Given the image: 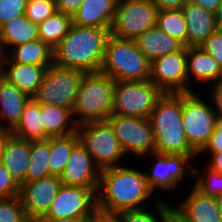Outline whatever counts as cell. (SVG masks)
Instances as JSON below:
<instances>
[{
	"instance_id": "cell-1",
	"label": "cell",
	"mask_w": 222,
	"mask_h": 222,
	"mask_svg": "<svg viewBox=\"0 0 222 222\" xmlns=\"http://www.w3.org/2000/svg\"><path fill=\"white\" fill-rule=\"evenodd\" d=\"M146 175L140 168L117 167L101 170L98 190L97 206L115 212L144 208L151 195Z\"/></svg>"
},
{
	"instance_id": "cell-2",
	"label": "cell",
	"mask_w": 222,
	"mask_h": 222,
	"mask_svg": "<svg viewBox=\"0 0 222 222\" xmlns=\"http://www.w3.org/2000/svg\"><path fill=\"white\" fill-rule=\"evenodd\" d=\"M110 29L72 25L53 49V64L88 72H99Z\"/></svg>"
},
{
	"instance_id": "cell-3",
	"label": "cell",
	"mask_w": 222,
	"mask_h": 222,
	"mask_svg": "<svg viewBox=\"0 0 222 222\" xmlns=\"http://www.w3.org/2000/svg\"><path fill=\"white\" fill-rule=\"evenodd\" d=\"M148 118L154 132L155 153L189 155L198 159L183 128L182 93H164Z\"/></svg>"
},
{
	"instance_id": "cell-4",
	"label": "cell",
	"mask_w": 222,
	"mask_h": 222,
	"mask_svg": "<svg viewBox=\"0 0 222 222\" xmlns=\"http://www.w3.org/2000/svg\"><path fill=\"white\" fill-rule=\"evenodd\" d=\"M115 80L101 72L85 73L72 108L77 125L107 121L112 115Z\"/></svg>"
},
{
	"instance_id": "cell-5",
	"label": "cell",
	"mask_w": 222,
	"mask_h": 222,
	"mask_svg": "<svg viewBox=\"0 0 222 222\" xmlns=\"http://www.w3.org/2000/svg\"><path fill=\"white\" fill-rule=\"evenodd\" d=\"M150 62L134 40L109 36L99 72L115 81L150 80Z\"/></svg>"
},
{
	"instance_id": "cell-6",
	"label": "cell",
	"mask_w": 222,
	"mask_h": 222,
	"mask_svg": "<svg viewBox=\"0 0 222 222\" xmlns=\"http://www.w3.org/2000/svg\"><path fill=\"white\" fill-rule=\"evenodd\" d=\"M79 141L101 170L123 165L125 157L114 129L108 121L87 122L78 125ZM121 160V161H120Z\"/></svg>"
},
{
	"instance_id": "cell-7",
	"label": "cell",
	"mask_w": 222,
	"mask_h": 222,
	"mask_svg": "<svg viewBox=\"0 0 222 222\" xmlns=\"http://www.w3.org/2000/svg\"><path fill=\"white\" fill-rule=\"evenodd\" d=\"M163 92L151 81H115L112 115L148 118Z\"/></svg>"
},
{
	"instance_id": "cell-8",
	"label": "cell",
	"mask_w": 222,
	"mask_h": 222,
	"mask_svg": "<svg viewBox=\"0 0 222 222\" xmlns=\"http://www.w3.org/2000/svg\"><path fill=\"white\" fill-rule=\"evenodd\" d=\"M193 92L182 93V122L189 145L199 153L216 127L217 115L210 99Z\"/></svg>"
},
{
	"instance_id": "cell-9",
	"label": "cell",
	"mask_w": 222,
	"mask_h": 222,
	"mask_svg": "<svg viewBox=\"0 0 222 222\" xmlns=\"http://www.w3.org/2000/svg\"><path fill=\"white\" fill-rule=\"evenodd\" d=\"M85 72L50 65L37 93L32 97L37 103L52 104L72 110Z\"/></svg>"
},
{
	"instance_id": "cell-10",
	"label": "cell",
	"mask_w": 222,
	"mask_h": 222,
	"mask_svg": "<svg viewBox=\"0 0 222 222\" xmlns=\"http://www.w3.org/2000/svg\"><path fill=\"white\" fill-rule=\"evenodd\" d=\"M158 12L152 0H118L110 35L134 40L156 26Z\"/></svg>"
},
{
	"instance_id": "cell-11",
	"label": "cell",
	"mask_w": 222,
	"mask_h": 222,
	"mask_svg": "<svg viewBox=\"0 0 222 222\" xmlns=\"http://www.w3.org/2000/svg\"><path fill=\"white\" fill-rule=\"evenodd\" d=\"M107 121L113 127L127 158L130 153L139 159L155 153L154 132L149 118L111 115Z\"/></svg>"
},
{
	"instance_id": "cell-12",
	"label": "cell",
	"mask_w": 222,
	"mask_h": 222,
	"mask_svg": "<svg viewBox=\"0 0 222 222\" xmlns=\"http://www.w3.org/2000/svg\"><path fill=\"white\" fill-rule=\"evenodd\" d=\"M147 156H151L154 160L149 167L150 171H144L147 183L154 193L156 189L171 192L172 189L181 186L179 184H182L181 181L186 176L193 177L192 163L195 160L189 155L151 153Z\"/></svg>"
},
{
	"instance_id": "cell-13",
	"label": "cell",
	"mask_w": 222,
	"mask_h": 222,
	"mask_svg": "<svg viewBox=\"0 0 222 222\" xmlns=\"http://www.w3.org/2000/svg\"><path fill=\"white\" fill-rule=\"evenodd\" d=\"M97 190L62 184L51 202L49 210L41 219L74 218L86 220L97 207Z\"/></svg>"
},
{
	"instance_id": "cell-14",
	"label": "cell",
	"mask_w": 222,
	"mask_h": 222,
	"mask_svg": "<svg viewBox=\"0 0 222 222\" xmlns=\"http://www.w3.org/2000/svg\"><path fill=\"white\" fill-rule=\"evenodd\" d=\"M187 47L155 59L150 64V80L163 93H188Z\"/></svg>"
},
{
	"instance_id": "cell-15",
	"label": "cell",
	"mask_w": 222,
	"mask_h": 222,
	"mask_svg": "<svg viewBox=\"0 0 222 222\" xmlns=\"http://www.w3.org/2000/svg\"><path fill=\"white\" fill-rule=\"evenodd\" d=\"M61 186L60 177L53 175L20 185L19 198L32 222H37L47 213Z\"/></svg>"
},
{
	"instance_id": "cell-16",
	"label": "cell",
	"mask_w": 222,
	"mask_h": 222,
	"mask_svg": "<svg viewBox=\"0 0 222 222\" xmlns=\"http://www.w3.org/2000/svg\"><path fill=\"white\" fill-rule=\"evenodd\" d=\"M100 172L92 156L79 141L73 147L60 179L63 185L98 189Z\"/></svg>"
},
{
	"instance_id": "cell-17",
	"label": "cell",
	"mask_w": 222,
	"mask_h": 222,
	"mask_svg": "<svg viewBox=\"0 0 222 222\" xmlns=\"http://www.w3.org/2000/svg\"><path fill=\"white\" fill-rule=\"evenodd\" d=\"M186 68L188 92L195 91L193 90L196 85L195 81L198 82V86L200 82L199 85H203V83L211 85L222 80V66L201 47H187Z\"/></svg>"
},
{
	"instance_id": "cell-18",
	"label": "cell",
	"mask_w": 222,
	"mask_h": 222,
	"mask_svg": "<svg viewBox=\"0 0 222 222\" xmlns=\"http://www.w3.org/2000/svg\"><path fill=\"white\" fill-rule=\"evenodd\" d=\"M181 10L187 24V47H200L217 30L215 14L189 1Z\"/></svg>"
},
{
	"instance_id": "cell-19",
	"label": "cell",
	"mask_w": 222,
	"mask_h": 222,
	"mask_svg": "<svg viewBox=\"0 0 222 222\" xmlns=\"http://www.w3.org/2000/svg\"><path fill=\"white\" fill-rule=\"evenodd\" d=\"M48 67L11 62L5 56L1 76L32 98L37 93Z\"/></svg>"
},
{
	"instance_id": "cell-20",
	"label": "cell",
	"mask_w": 222,
	"mask_h": 222,
	"mask_svg": "<svg viewBox=\"0 0 222 222\" xmlns=\"http://www.w3.org/2000/svg\"><path fill=\"white\" fill-rule=\"evenodd\" d=\"M30 97L0 76V128L12 130Z\"/></svg>"
},
{
	"instance_id": "cell-21",
	"label": "cell",
	"mask_w": 222,
	"mask_h": 222,
	"mask_svg": "<svg viewBox=\"0 0 222 222\" xmlns=\"http://www.w3.org/2000/svg\"><path fill=\"white\" fill-rule=\"evenodd\" d=\"M175 209L190 222H221L216 199L204 195L194 187Z\"/></svg>"
},
{
	"instance_id": "cell-22",
	"label": "cell",
	"mask_w": 222,
	"mask_h": 222,
	"mask_svg": "<svg viewBox=\"0 0 222 222\" xmlns=\"http://www.w3.org/2000/svg\"><path fill=\"white\" fill-rule=\"evenodd\" d=\"M118 0H83L73 24L111 29Z\"/></svg>"
},
{
	"instance_id": "cell-23",
	"label": "cell",
	"mask_w": 222,
	"mask_h": 222,
	"mask_svg": "<svg viewBox=\"0 0 222 222\" xmlns=\"http://www.w3.org/2000/svg\"><path fill=\"white\" fill-rule=\"evenodd\" d=\"M134 42L150 63L166 54L181 51L185 47L182 42L164 33L157 26L147 29L137 36Z\"/></svg>"
},
{
	"instance_id": "cell-24",
	"label": "cell",
	"mask_w": 222,
	"mask_h": 222,
	"mask_svg": "<svg viewBox=\"0 0 222 222\" xmlns=\"http://www.w3.org/2000/svg\"><path fill=\"white\" fill-rule=\"evenodd\" d=\"M29 158L30 141L17 138L11 134L5 141L0 162L19 185L25 183Z\"/></svg>"
},
{
	"instance_id": "cell-25",
	"label": "cell",
	"mask_w": 222,
	"mask_h": 222,
	"mask_svg": "<svg viewBox=\"0 0 222 222\" xmlns=\"http://www.w3.org/2000/svg\"><path fill=\"white\" fill-rule=\"evenodd\" d=\"M39 39L38 23L20 15L0 27V41L5 55L21 44Z\"/></svg>"
},
{
	"instance_id": "cell-26",
	"label": "cell",
	"mask_w": 222,
	"mask_h": 222,
	"mask_svg": "<svg viewBox=\"0 0 222 222\" xmlns=\"http://www.w3.org/2000/svg\"><path fill=\"white\" fill-rule=\"evenodd\" d=\"M11 134L27 141L48 139L42 123L41 104L33 98L25 104L20 120L11 130Z\"/></svg>"
},
{
	"instance_id": "cell-27",
	"label": "cell",
	"mask_w": 222,
	"mask_h": 222,
	"mask_svg": "<svg viewBox=\"0 0 222 222\" xmlns=\"http://www.w3.org/2000/svg\"><path fill=\"white\" fill-rule=\"evenodd\" d=\"M42 123L49 137L66 136L77 132L72 110L52 104H41Z\"/></svg>"
},
{
	"instance_id": "cell-28",
	"label": "cell",
	"mask_w": 222,
	"mask_h": 222,
	"mask_svg": "<svg viewBox=\"0 0 222 222\" xmlns=\"http://www.w3.org/2000/svg\"><path fill=\"white\" fill-rule=\"evenodd\" d=\"M5 56L11 62L19 64L37 66H50L53 64V49L40 39L12 48Z\"/></svg>"
},
{
	"instance_id": "cell-29",
	"label": "cell",
	"mask_w": 222,
	"mask_h": 222,
	"mask_svg": "<svg viewBox=\"0 0 222 222\" xmlns=\"http://www.w3.org/2000/svg\"><path fill=\"white\" fill-rule=\"evenodd\" d=\"M78 142L77 132L66 136L50 137V158L48 161L50 175L61 176L72 149Z\"/></svg>"
},
{
	"instance_id": "cell-30",
	"label": "cell",
	"mask_w": 222,
	"mask_h": 222,
	"mask_svg": "<svg viewBox=\"0 0 222 222\" xmlns=\"http://www.w3.org/2000/svg\"><path fill=\"white\" fill-rule=\"evenodd\" d=\"M73 25V17L56 11L49 18L39 23V39L54 49L68 34Z\"/></svg>"
},
{
	"instance_id": "cell-31",
	"label": "cell",
	"mask_w": 222,
	"mask_h": 222,
	"mask_svg": "<svg viewBox=\"0 0 222 222\" xmlns=\"http://www.w3.org/2000/svg\"><path fill=\"white\" fill-rule=\"evenodd\" d=\"M49 158L50 137L45 140L30 141V161L25 174V182L49 176Z\"/></svg>"
},
{
	"instance_id": "cell-32",
	"label": "cell",
	"mask_w": 222,
	"mask_h": 222,
	"mask_svg": "<svg viewBox=\"0 0 222 222\" xmlns=\"http://www.w3.org/2000/svg\"><path fill=\"white\" fill-rule=\"evenodd\" d=\"M156 26L187 47V24L181 9L159 10Z\"/></svg>"
},
{
	"instance_id": "cell-33",
	"label": "cell",
	"mask_w": 222,
	"mask_h": 222,
	"mask_svg": "<svg viewBox=\"0 0 222 222\" xmlns=\"http://www.w3.org/2000/svg\"><path fill=\"white\" fill-rule=\"evenodd\" d=\"M205 168L201 170L193 167V177L196 180L193 187L204 195L216 199L222 194V174L208 165Z\"/></svg>"
},
{
	"instance_id": "cell-34",
	"label": "cell",
	"mask_w": 222,
	"mask_h": 222,
	"mask_svg": "<svg viewBox=\"0 0 222 222\" xmlns=\"http://www.w3.org/2000/svg\"><path fill=\"white\" fill-rule=\"evenodd\" d=\"M154 207L146 210L145 208L124 210L121 212L123 222H165L166 221V201L163 198L153 199ZM156 211L154 214L153 212ZM156 214V215H155Z\"/></svg>"
},
{
	"instance_id": "cell-35",
	"label": "cell",
	"mask_w": 222,
	"mask_h": 222,
	"mask_svg": "<svg viewBox=\"0 0 222 222\" xmlns=\"http://www.w3.org/2000/svg\"><path fill=\"white\" fill-rule=\"evenodd\" d=\"M0 222H32L19 196L0 198Z\"/></svg>"
},
{
	"instance_id": "cell-36",
	"label": "cell",
	"mask_w": 222,
	"mask_h": 222,
	"mask_svg": "<svg viewBox=\"0 0 222 222\" xmlns=\"http://www.w3.org/2000/svg\"><path fill=\"white\" fill-rule=\"evenodd\" d=\"M57 11L55 0H27L25 15L35 23H41Z\"/></svg>"
},
{
	"instance_id": "cell-37",
	"label": "cell",
	"mask_w": 222,
	"mask_h": 222,
	"mask_svg": "<svg viewBox=\"0 0 222 222\" xmlns=\"http://www.w3.org/2000/svg\"><path fill=\"white\" fill-rule=\"evenodd\" d=\"M27 0H0V27L25 14Z\"/></svg>"
},
{
	"instance_id": "cell-38",
	"label": "cell",
	"mask_w": 222,
	"mask_h": 222,
	"mask_svg": "<svg viewBox=\"0 0 222 222\" xmlns=\"http://www.w3.org/2000/svg\"><path fill=\"white\" fill-rule=\"evenodd\" d=\"M20 185L0 162V198L19 196Z\"/></svg>"
},
{
	"instance_id": "cell-39",
	"label": "cell",
	"mask_w": 222,
	"mask_h": 222,
	"mask_svg": "<svg viewBox=\"0 0 222 222\" xmlns=\"http://www.w3.org/2000/svg\"><path fill=\"white\" fill-rule=\"evenodd\" d=\"M200 47L222 66V31H214Z\"/></svg>"
},
{
	"instance_id": "cell-40",
	"label": "cell",
	"mask_w": 222,
	"mask_h": 222,
	"mask_svg": "<svg viewBox=\"0 0 222 222\" xmlns=\"http://www.w3.org/2000/svg\"><path fill=\"white\" fill-rule=\"evenodd\" d=\"M86 222H123L121 212L108 211L96 207L88 216Z\"/></svg>"
},
{
	"instance_id": "cell-41",
	"label": "cell",
	"mask_w": 222,
	"mask_h": 222,
	"mask_svg": "<svg viewBox=\"0 0 222 222\" xmlns=\"http://www.w3.org/2000/svg\"><path fill=\"white\" fill-rule=\"evenodd\" d=\"M222 151V117L216 118V127L209 138L208 143L200 152H221Z\"/></svg>"
},
{
	"instance_id": "cell-42",
	"label": "cell",
	"mask_w": 222,
	"mask_h": 222,
	"mask_svg": "<svg viewBox=\"0 0 222 222\" xmlns=\"http://www.w3.org/2000/svg\"><path fill=\"white\" fill-rule=\"evenodd\" d=\"M212 89H210L209 97L214 112L217 117H222V82H216L212 84Z\"/></svg>"
},
{
	"instance_id": "cell-43",
	"label": "cell",
	"mask_w": 222,
	"mask_h": 222,
	"mask_svg": "<svg viewBox=\"0 0 222 222\" xmlns=\"http://www.w3.org/2000/svg\"><path fill=\"white\" fill-rule=\"evenodd\" d=\"M82 1L83 0H55L56 9L58 12L73 17L81 6Z\"/></svg>"
},
{
	"instance_id": "cell-44",
	"label": "cell",
	"mask_w": 222,
	"mask_h": 222,
	"mask_svg": "<svg viewBox=\"0 0 222 222\" xmlns=\"http://www.w3.org/2000/svg\"><path fill=\"white\" fill-rule=\"evenodd\" d=\"M159 10L182 9L188 0H152Z\"/></svg>"
},
{
	"instance_id": "cell-45",
	"label": "cell",
	"mask_w": 222,
	"mask_h": 222,
	"mask_svg": "<svg viewBox=\"0 0 222 222\" xmlns=\"http://www.w3.org/2000/svg\"><path fill=\"white\" fill-rule=\"evenodd\" d=\"M210 155V159L208 163H206L209 167L212 169L219 171L222 174V151L221 152H199L198 153V158L199 156L201 157L202 154L204 155Z\"/></svg>"
},
{
	"instance_id": "cell-46",
	"label": "cell",
	"mask_w": 222,
	"mask_h": 222,
	"mask_svg": "<svg viewBox=\"0 0 222 222\" xmlns=\"http://www.w3.org/2000/svg\"><path fill=\"white\" fill-rule=\"evenodd\" d=\"M166 201V221L165 222H190L181 213H179L175 207L171 206Z\"/></svg>"
},
{
	"instance_id": "cell-47",
	"label": "cell",
	"mask_w": 222,
	"mask_h": 222,
	"mask_svg": "<svg viewBox=\"0 0 222 222\" xmlns=\"http://www.w3.org/2000/svg\"><path fill=\"white\" fill-rule=\"evenodd\" d=\"M191 3L203 7L205 10L215 13L216 9L222 4V0H188Z\"/></svg>"
},
{
	"instance_id": "cell-48",
	"label": "cell",
	"mask_w": 222,
	"mask_h": 222,
	"mask_svg": "<svg viewBox=\"0 0 222 222\" xmlns=\"http://www.w3.org/2000/svg\"><path fill=\"white\" fill-rule=\"evenodd\" d=\"M11 135V130L0 128V161L2 157L3 147L7 138Z\"/></svg>"
},
{
	"instance_id": "cell-49",
	"label": "cell",
	"mask_w": 222,
	"mask_h": 222,
	"mask_svg": "<svg viewBox=\"0 0 222 222\" xmlns=\"http://www.w3.org/2000/svg\"><path fill=\"white\" fill-rule=\"evenodd\" d=\"M37 222H86V220L74 218H60V219H39Z\"/></svg>"
},
{
	"instance_id": "cell-50",
	"label": "cell",
	"mask_w": 222,
	"mask_h": 222,
	"mask_svg": "<svg viewBox=\"0 0 222 222\" xmlns=\"http://www.w3.org/2000/svg\"><path fill=\"white\" fill-rule=\"evenodd\" d=\"M217 30L222 31V4L215 11Z\"/></svg>"
},
{
	"instance_id": "cell-51",
	"label": "cell",
	"mask_w": 222,
	"mask_h": 222,
	"mask_svg": "<svg viewBox=\"0 0 222 222\" xmlns=\"http://www.w3.org/2000/svg\"><path fill=\"white\" fill-rule=\"evenodd\" d=\"M216 202L218 204L219 214H220V221L222 222V194L216 198Z\"/></svg>"
},
{
	"instance_id": "cell-52",
	"label": "cell",
	"mask_w": 222,
	"mask_h": 222,
	"mask_svg": "<svg viewBox=\"0 0 222 222\" xmlns=\"http://www.w3.org/2000/svg\"><path fill=\"white\" fill-rule=\"evenodd\" d=\"M4 58H5V53H4L3 46L0 41V70L2 69Z\"/></svg>"
}]
</instances>
